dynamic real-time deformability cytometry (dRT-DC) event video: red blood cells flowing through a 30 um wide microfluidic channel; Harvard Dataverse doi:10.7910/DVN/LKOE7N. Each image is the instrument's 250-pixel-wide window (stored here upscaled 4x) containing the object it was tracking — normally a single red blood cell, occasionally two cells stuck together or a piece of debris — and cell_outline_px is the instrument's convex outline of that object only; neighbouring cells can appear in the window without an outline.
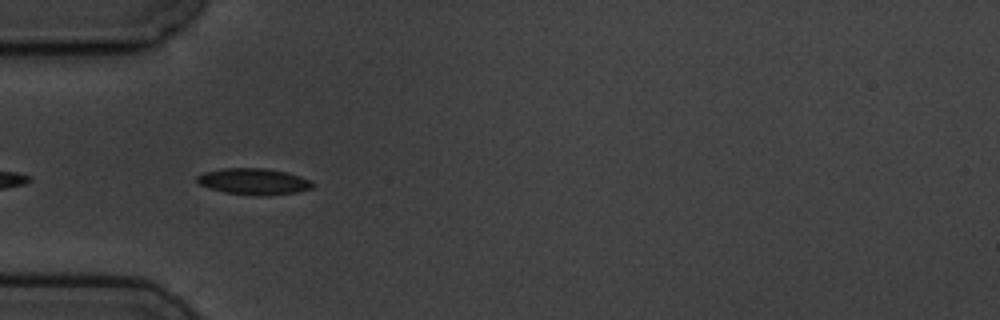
{"species": "common noctule bat (a hibernating species)", "species_latin": "Nyctalus noctula", "temperature_condition": "cold", "stored_images_in_passage": 8, "camera_frame_rate_fps": 3000, "um_per_image_px": 0.085, "animal": {"sex": "male", "body_mass_g": 19.5, "forearm_length_mm": 54.6}, "frame": {"image": 1, "passage_image": 2, "time_ms": 1.0, "image_size_px": [1000, 320], "cell_outline_px": [[316, 184], [312, 188], [300, 192], [268, 196], [256, 196], [224, 192], [208, 188], [200, 184], [196, 180], [196, 176], [204, 172], [224, 168], [264, 168], [288, 172], [312, 180]], "centroid_in_image_um": [21.62, 15.44], "position_along_channel_um": 63.4, "area_um2": 18.09}}
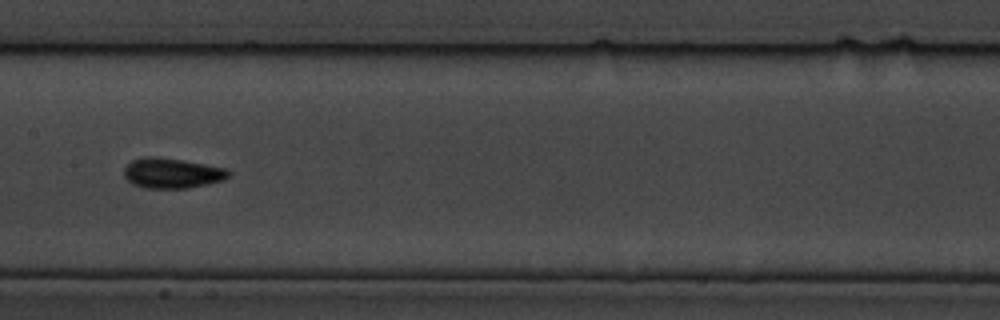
{"frame": {"image": 2, "passage_image": 5, "time_ms": 4.667, "image_size_px": [1000, 320], "cell_outline_px": [[232, 172], [224, 180], [208, 184], [188, 188], [144, 188], [132, 184], [124, 176], [124, 168], [132, 160], [144, 156], [156, 156], [228, 168]], "centroid_in_image_um": [14.63, 14.72], "position_along_channel_um": 192.8, "area_um2": 18.5}}
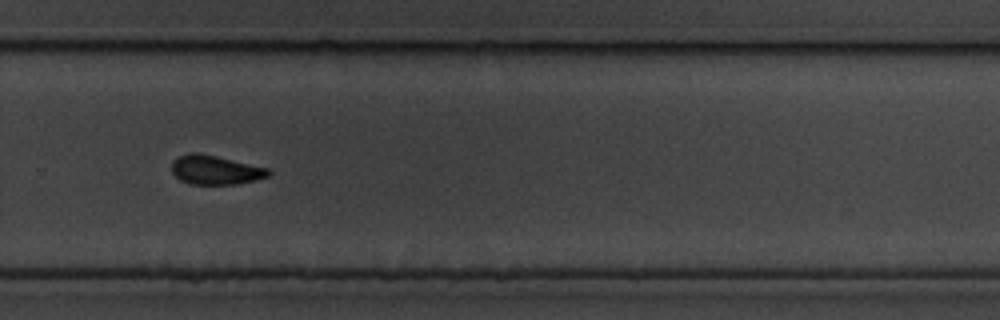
{"frame": {"image": 3, "passage_image": 8, "time_ms": 8.0, "image_size_px": [1000, 320], "cell_outline_px": [[272, 172], [268, 176], [256, 180], [236, 184], [188, 184], [180, 180], [172, 172], [172, 160], [188, 152], [196, 152], [216, 156], [268, 168]], "centroid_in_image_um": [18.29, 14.45], "position_along_channel_um": 311.5, "area_um2": 16.42}}